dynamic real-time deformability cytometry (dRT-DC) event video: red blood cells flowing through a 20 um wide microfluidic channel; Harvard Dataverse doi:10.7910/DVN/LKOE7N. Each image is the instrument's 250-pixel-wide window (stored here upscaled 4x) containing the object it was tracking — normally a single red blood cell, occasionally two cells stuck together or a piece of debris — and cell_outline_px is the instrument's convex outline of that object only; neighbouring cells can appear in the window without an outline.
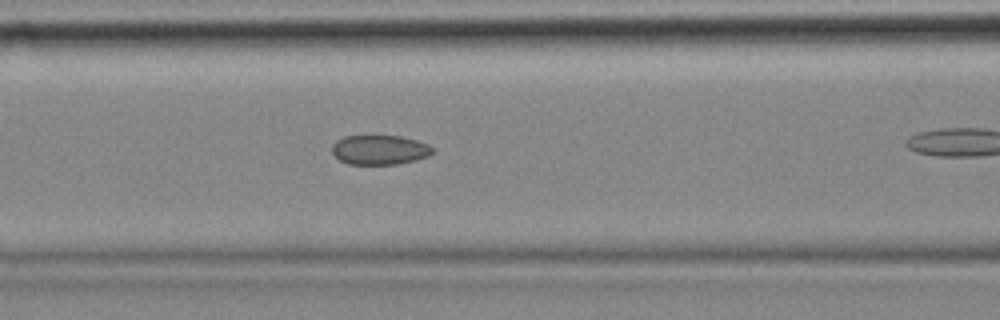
{"species": "common noctule bat (a hibernating species)", "species_latin": "Nyctalus noctula", "temperature_condition": "cold", "stored_images_in_passage": 40, "camera_frame_rate_fps": 3000, "um_per_image_px": 0.085, "animal": {"sex": "female", "body_mass_g": 18.4}, "frame": {"image": 1, "passage_image": 18, "time_ms": 5.667, "image_size_px": [1000, 320], "cell_outline_px": [[432, 152], [428, 156], [416, 160], [396, 164], [348, 164], [340, 160], [332, 152], [332, 144], [336, 140], [344, 136], [400, 136], [416, 140], [428, 144], [432, 148]], "centroid_in_image_um": [32.25, 12.73], "position_along_channel_um": 134.4, "area_um2": 17.22}}